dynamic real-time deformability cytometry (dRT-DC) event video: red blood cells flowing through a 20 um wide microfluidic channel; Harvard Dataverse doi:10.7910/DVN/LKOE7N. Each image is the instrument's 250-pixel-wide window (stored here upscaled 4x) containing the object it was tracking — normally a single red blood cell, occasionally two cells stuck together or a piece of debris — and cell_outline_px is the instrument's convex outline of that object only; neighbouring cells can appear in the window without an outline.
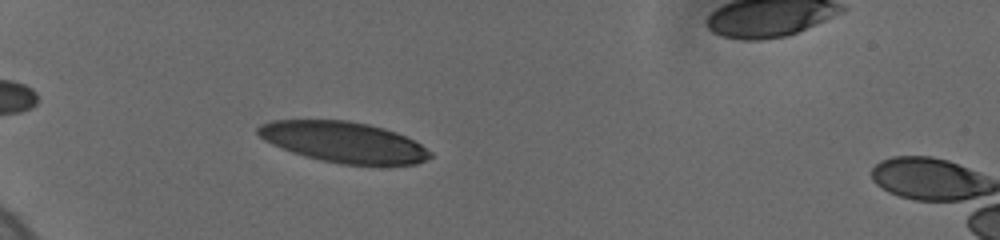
{"species": "human", "species_latin": "Homo sapiens", "temperature_condition": "cold", "stored_images_in_passage": 24, "camera_frame_rate_fps": 3000, "um_per_image_px": 0.085, "donor": {"sex": "female"}, "frame": {"image": 1, "passage_image": 8, "time_ms": 2.333, "image_size_px": [1000, 240], "cell_outline_px": [[432, 156], [416, 164], [340, 164], [320, 160], [304, 156], [292, 152], [272, 144], [264, 140], [256, 132], [256, 128], [260, 124], [272, 120], [348, 120], [368, 124], [384, 128], [396, 132], [420, 144], [432, 152]], "centroid_in_image_um": [29.17, 12.07], "position_along_channel_um": 55.8, "area_um2": 40.69}}
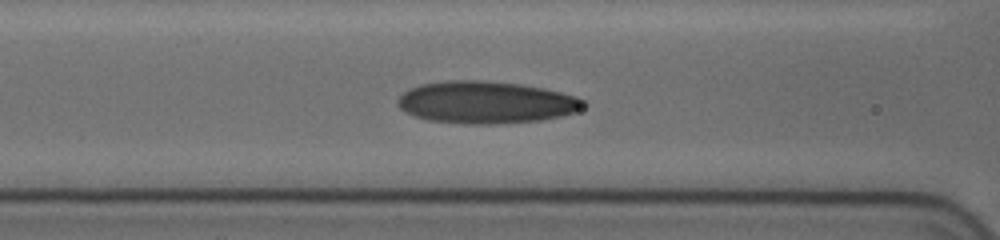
{"frame": {"image": 2, "passage_image": 17, "time_ms": 5.0, "image_size_px": [1000, 240], "cell_outline_px": [[588, 104], [576, 112], [560, 116], [540, 120], [496, 124], [468, 124], [428, 120], [404, 112], [396, 104], [396, 100], [408, 88], [420, 84], [448, 80], [480, 80], [520, 84], [544, 88], [576, 96], [584, 100]], "centroid_in_image_um": [41.29, 8.7], "position_along_channel_um": 125.3, "area_um2": 45.89}}
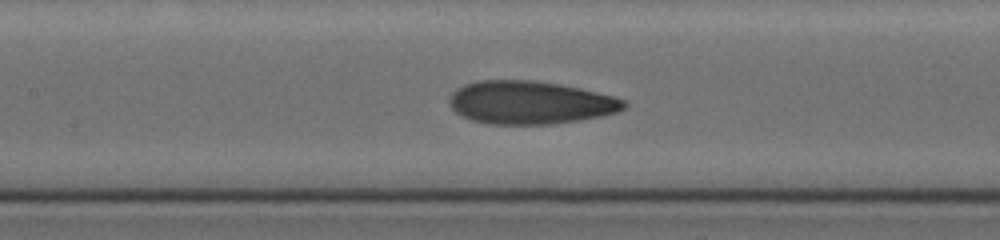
{"frame": {"image": 3, "passage_image": 21, "time_ms": 6.0, "image_size_px": [1000, 240], "cell_outline_px": [[628, 104], [624, 108], [616, 112], [600, 116], [580, 120], [548, 124], [488, 124], [472, 120], [456, 112], [452, 108], [448, 100], [452, 92], [456, 88], [464, 84], [476, 80], [532, 80], [560, 84], [580, 88], [612, 96], [624, 100]], "centroid_in_image_um": [45.03, 8.71], "position_along_channel_um": 162.4, "area_um2": 43.75}}